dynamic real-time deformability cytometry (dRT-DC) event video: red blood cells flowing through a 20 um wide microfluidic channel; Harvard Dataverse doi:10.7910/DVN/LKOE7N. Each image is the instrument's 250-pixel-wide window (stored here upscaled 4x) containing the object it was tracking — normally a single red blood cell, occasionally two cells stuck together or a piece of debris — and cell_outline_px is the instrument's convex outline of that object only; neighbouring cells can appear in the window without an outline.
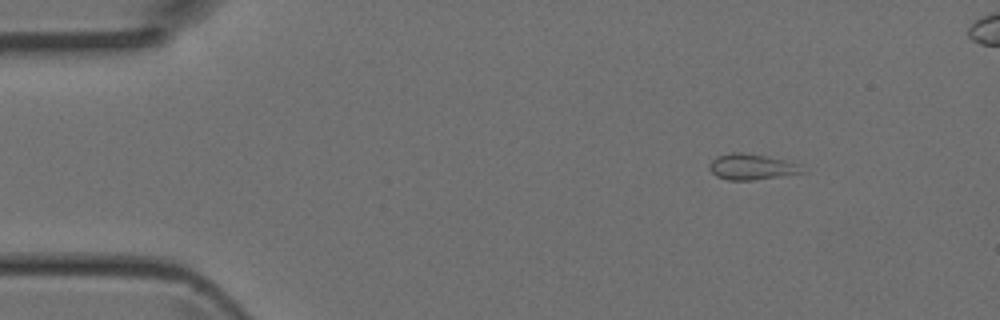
{"species": "Egyptian fruit bat (a non-hibernating species)", "species_latin": "Rousettus aegyptiacus", "temperature_condition": "room temperature", "stored_images_in_passage": 4, "camera_frame_rate_fps": 3000, "um_per_image_px": 0.085, "animal": {"sex": "female"}, "frame": {"image": 1, "passage_image": 1, "time_ms": 0.0, "image_size_px": [1000, 320], "cell_outline_px": [[804, 164], [800, 172], [752, 180], [728, 180], [716, 176], [708, 168], [708, 164], [716, 156], [732, 152], [744, 152]], "centroid_in_image_um": [63.81, 14.16], "position_along_channel_um": 21.2, "area_um2": 13.76}}